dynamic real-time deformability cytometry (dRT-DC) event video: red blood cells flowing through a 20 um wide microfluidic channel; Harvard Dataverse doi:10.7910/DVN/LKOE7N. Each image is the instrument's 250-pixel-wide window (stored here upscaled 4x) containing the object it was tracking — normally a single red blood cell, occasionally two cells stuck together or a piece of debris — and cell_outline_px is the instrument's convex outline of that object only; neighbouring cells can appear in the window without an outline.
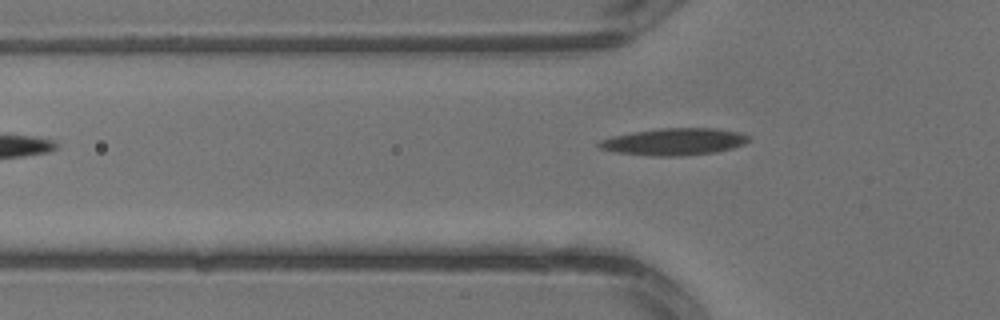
{"species": "common noctule bat (a hibernating species)", "species_latin": "Nyctalus noctula", "temperature_condition": "warm", "stored_images_in_passage": 3, "camera_frame_rate_fps": 3000, "um_per_image_px": 0.085, "animal": {"sex": "male", "body_mass_g": 13.3}, "frame": {"image": 1, "passage_image": 3, "time_ms": 0.667, "image_size_px": [1000, 320], "cell_outline_px": [[752, 140], [744, 144], [732, 148], [716, 152], [680, 156], [652, 156], [616, 152], [596, 148], [596, 144], [600, 140], [612, 136], [632, 132], [660, 128], [716, 128], [736, 132], [748, 136]], "centroid_in_image_um": [57.26, 12.05], "position_along_channel_um": 68.5, "area_um2": 23.64}}